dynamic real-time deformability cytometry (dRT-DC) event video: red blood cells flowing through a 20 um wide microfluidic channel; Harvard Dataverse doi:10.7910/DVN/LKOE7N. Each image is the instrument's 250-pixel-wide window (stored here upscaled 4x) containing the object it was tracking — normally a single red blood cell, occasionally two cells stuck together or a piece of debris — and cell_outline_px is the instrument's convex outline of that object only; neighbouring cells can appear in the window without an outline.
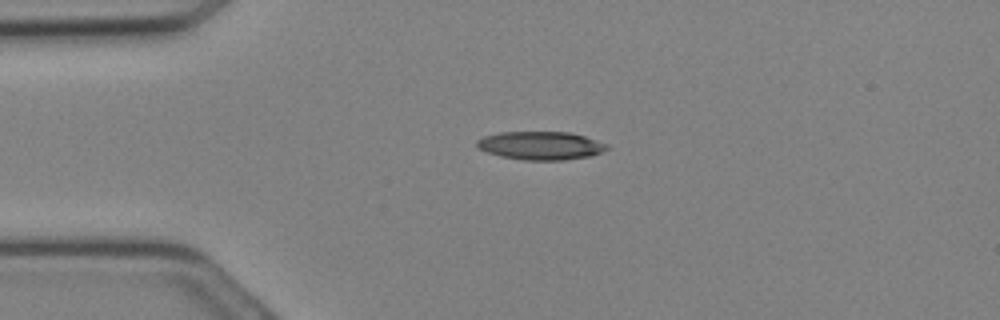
{"species": "Egyptian fruit bat (a non-hibernating species)", "species_latin": "Rousettus aegyptiacus", "temperature_condition": "cold", "stored_images_in_passage": 14, "camera_frame_rate_fps": 3000, "um_per_image_px": 0.085, "animal": {"sex": "female"}, "frame": {"image": 1, "passage_image": 1, "time_ms": 0.0, "image_size_px": [1000, 320], "cell_outline_px": [[608, 148], [600, 152], [588, 156], [564, 160], [524, 160], [500, 156], [476, 148], [476, 140], [484, 136], [500, 132], [568, 132], [584, 136], [608, 144]], "centroid_in_image_um": [45.91, 12.37], "position_along_channel_um": 39.1, "area_um2": 21.33}}
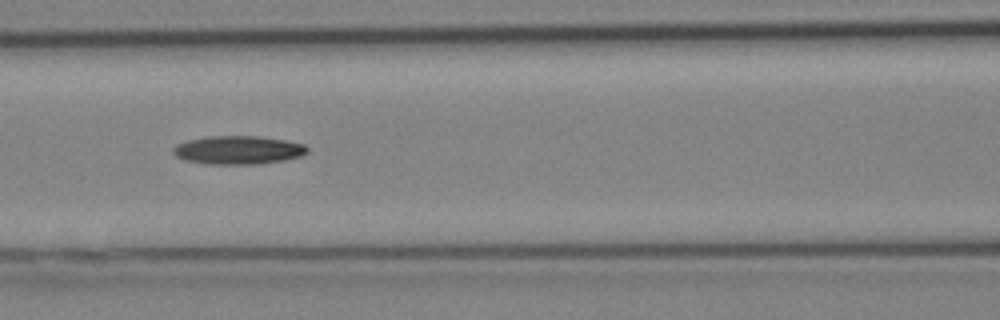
{"frame": {"image": 2, "passage_image": 7, "time_ms": 2.0, "image_size_px": [1000, 320], "cell_outline_px": [[308, 152], [300, 156], [284, 160], [256, 164], [208, 164], [184, 160], [176, 156], [172, 152], [172, 148], [176, 144], [188, 140], [208, 136], [260, 136], [284, 140], [304, 144], [308, 148]], "centroid_in_image_um": [20.22, 12.75], "position_along_channel_um": 146.4, "area_um2": 22.25}}
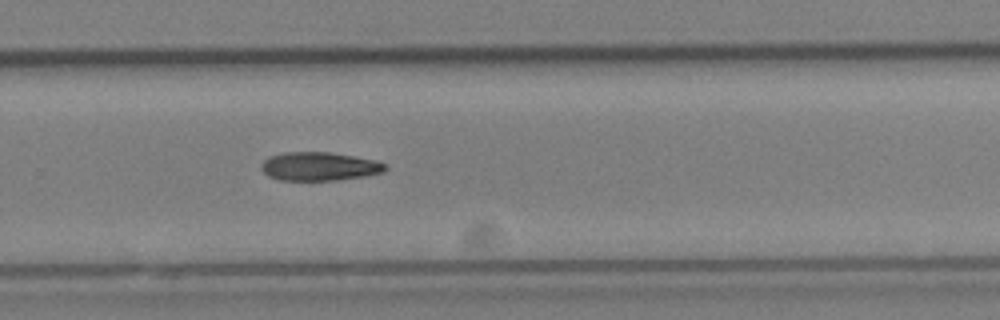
{"frame": {"image": 3, "passage_image": 14, "time_ms": 4.333, "image_size_px": [1000, 320], "cell_outline_px": [[388, 168], [384, 172], [364, 176], [336, 180], [280, 180], [268, 176], [260, 168], [260, 164], [268, 156], [284, 152], [328, 152], [376, 160], [384, 164]], "centroid_in_image_um": [27.11, 14.14], "position_along_channel_um": 302.7, "area_um2": 20.63}}